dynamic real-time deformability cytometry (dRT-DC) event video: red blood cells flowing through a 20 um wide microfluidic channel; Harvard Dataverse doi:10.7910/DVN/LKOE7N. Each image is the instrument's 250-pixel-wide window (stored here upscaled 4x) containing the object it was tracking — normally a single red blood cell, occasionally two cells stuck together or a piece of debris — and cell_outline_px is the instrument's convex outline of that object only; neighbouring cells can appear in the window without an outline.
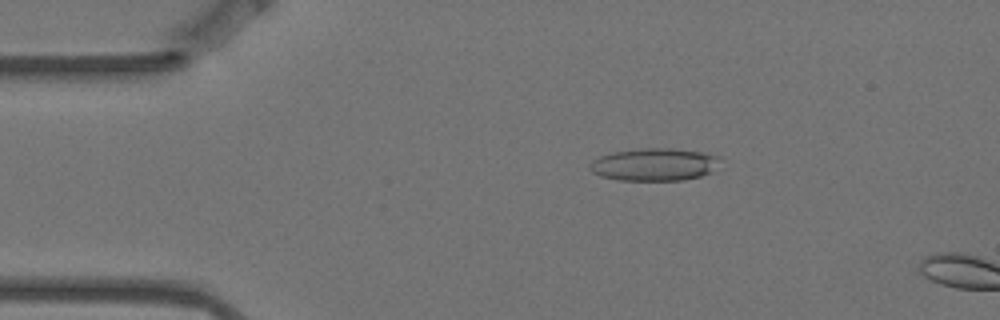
{"species": "Egyptian fruit bat (a non-hibernating species)", "species_latin": "Rousettus aegyptiacus", "temperature_condition": "warm", "stored_images_in_passage": 4, "camera_frame_rate_fps": 3000, "um_per_image_px": 0.085, "animal": {"sex": "female"}, "frame": {"image": 1, "passage_image": 3, "time_ms": 0.667, "image_size_px": [1000, 320], "cell_outline_px": [[720, 156], [712, 172], [700, 176], [684, 180], [616, 180], [600, 176], [592, 172], [588, 168], [588, 164], [592, 160], [600, 156], [612, 152], [644, 148], [668, 148], [708, 152]], "centroid_in_image_um": [55.59, 13.98], "position_along_channel_um": 29.4, "area_um2": 24.91}}